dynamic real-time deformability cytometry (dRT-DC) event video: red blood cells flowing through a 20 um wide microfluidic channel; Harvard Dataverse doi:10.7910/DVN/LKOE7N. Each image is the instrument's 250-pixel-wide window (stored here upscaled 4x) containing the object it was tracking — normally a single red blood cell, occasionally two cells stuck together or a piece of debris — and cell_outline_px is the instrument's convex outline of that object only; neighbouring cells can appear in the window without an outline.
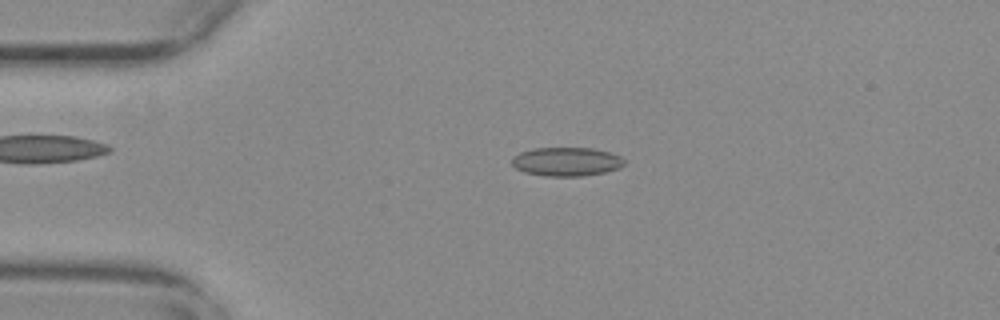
{"species": "common noctule bat (a hibernating species)", "species_latin": "Nyctalus noctula", "temperature_condition": "warm", "stored_images_in_passage": 54, "camera_frame_rate_fps": 3000, "um_per_image_px": 0.085, "animal": {"sex": "female", "body_mass_g": 29.2, "forearm_length_mm": 56.3}, "frame": {"image": 1, "passage_image": 12, "time_ms": 3.667, "image_size_px": [1000, 320], "cell_outline_px": [[624, 164], [620, 168], [604, 172], [584, 176], [544, 176], [524, 172], [516, 168], [512, 164], [512, 156], [520, 152], [532, 148], [592, 148], [608, 152], [620, 156], [624, 160]], "centroid_in_image_um": [48.13, 13.74], "position_along_channel_um": 36.9, "area_um2": 18.9}}
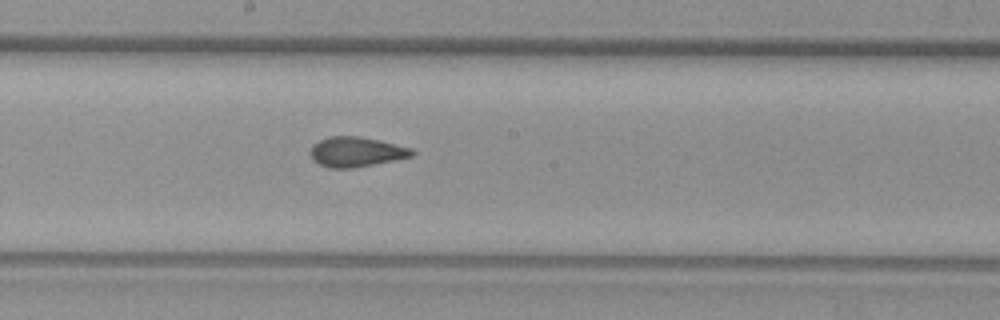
{"frame": {"image": 2, "passage_image": 29, "time_ms": 9.333, "image_size_px": [1000, 320], "cell_outline_px": [[416, 152], [412, 156], [396, 160], [352, 168], [328, 168], [312, 160], [308, 152], [312, 144], [320, 140], [332, 136], [360, 136], [380, 140], [412, 148]], "centroid_in_image_um": [30.26, 12.91], "position_along_channel_um": 217.9, "area_um2": 17.92}}
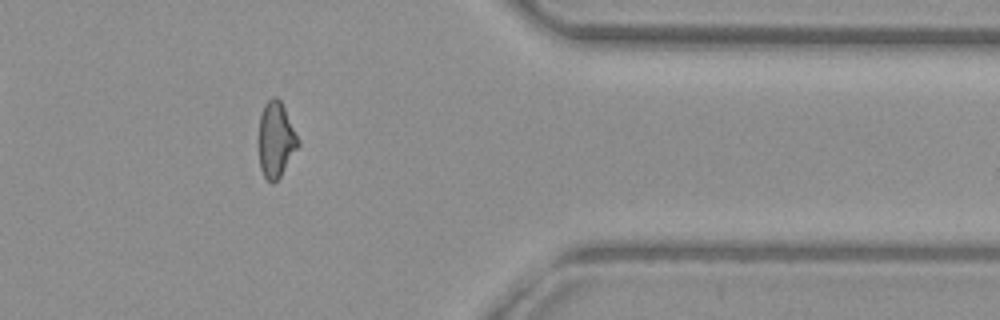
{"frame": {"image": 3, "passage_image": 44, "time_ms": 14.333, "image_size_px": [1000, 320], "cell_outline_px": [[300, 144], [280, 176], [272, 184], [264, 176], [260, 168], [260, 116], [264, 104], [272, 96], [276, 96], [280, 100], [300, 140]], "centroid_in_image_um": [23.47, 11.86], "position_along_channel_um": 387.9, "area_um2": 16.99}, "authors_computed_cell_mechanics": {"area_um2": 18.0047, "velocity_mm_per_s": 3.8027, "shape_relaxation_time_tau1_ms": null, "shape_relaxation_time_tau2_ms": 0.8671, "deformation_change_tau1": null, "deformation_change_tau2": 0.0726}}